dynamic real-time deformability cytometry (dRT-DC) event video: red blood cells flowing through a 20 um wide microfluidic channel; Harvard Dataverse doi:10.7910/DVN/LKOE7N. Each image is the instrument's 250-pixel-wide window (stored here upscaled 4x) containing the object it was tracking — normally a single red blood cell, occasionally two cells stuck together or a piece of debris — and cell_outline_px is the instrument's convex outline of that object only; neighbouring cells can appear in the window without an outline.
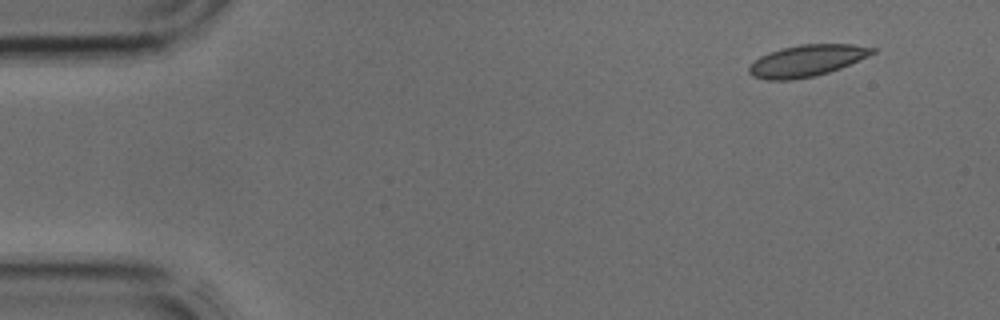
{"species": "common noctule bat (a hibernating species)", "species_latin": "Nyctalus noctula", "temperature_condition": "cold", "stored_images_in_passage": 4, "segment_of_instrument_passage": [1, 2], "camera_frame_rate_fps": 3000, "um_per_image_px": 0.085, "animal": {"sex": "male", "body_mass_g": 17.9, "forearm_length_mm": 54.2}, "frame": {"image": 1, "passage_image": 1, "time_ms": 0.0, "image_size_px": [1000, 320], "cell_outline_px": [[876, 52], [868, 56], [840, 68], [816, 76], [792, 80], [764, 80], [752, 76], [748, 72], [748, 68], [760, 56], [768, 52], [780, 48], [800, 44], [852, 44], [876, 48]], "centroid_in_image_um": [68.56, 5.16], "position_along_channel_um": 16.4, "area_um2": 22.77}}
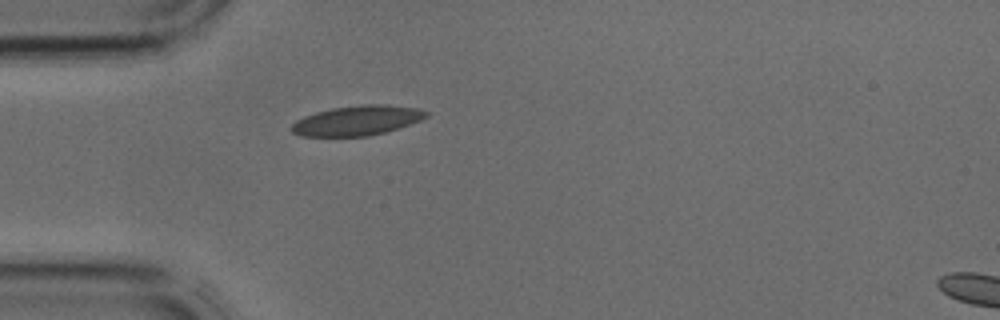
{"frame": {"image": 2, "passage_image": 3, "time_ms": 0.667, "image_size_px": [1000, 320], "cell_outline_px": [[428, 116], [420, 120], [384, 132], [368, 136], [300, 136], [292, 132], [292, 124], [296, 120], [304, 116], [316, 112], [332, 108], [364, 104], [388, 104], [416, 108], [428, 112]], "centroid_in_image_um": [30.33, 10.23], "position_along_channel_um": 54.7, "area_um2": 23.18}}